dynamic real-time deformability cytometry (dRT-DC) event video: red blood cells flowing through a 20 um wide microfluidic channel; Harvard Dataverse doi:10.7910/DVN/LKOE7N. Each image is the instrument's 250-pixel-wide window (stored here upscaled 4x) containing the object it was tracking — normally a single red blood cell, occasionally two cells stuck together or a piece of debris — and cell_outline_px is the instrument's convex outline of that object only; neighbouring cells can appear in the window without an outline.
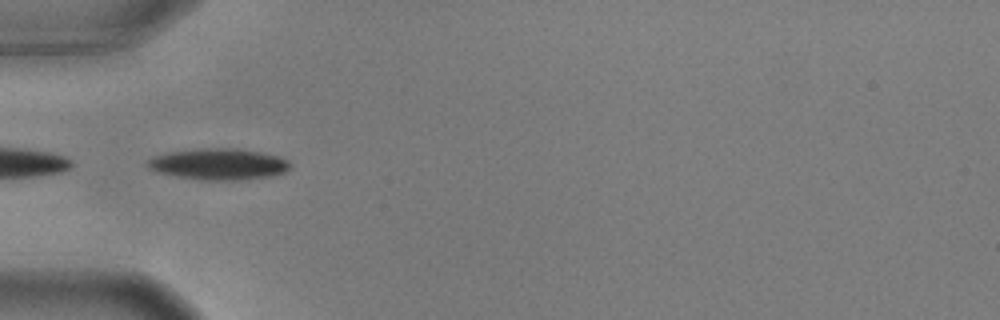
{"species": "common noctule bat (a hibernating species)", "species_latin": "Nyctalus noctula", "temperature_condition": "warm", "stored_images_in_passage": 19, "camera_frame_rate_fps": 3000, "um_per_image_px": 0.085, "animal": {"sex": "male", "body_mass_g": 17.9, "forearm_length_mm": 54.2}, "frame": {"image": 1, "passage_image": 4, "time_ms": 1.0, "image_size_px": [1000, 320], "cell_outline_px": [[292, 164], [284, 172], [272, 176], [240, 180], [200, 180], [176, 176], [160, 172], [148, 168], [148, 160], [156, 156], [168, 152], [196, 148], [240, 148], [280, 156], [288, 160]], "centroid_in_image_um": [18.63, 13.94], "position_along_channel_um": 66.4, "area_um2": 26.07}}
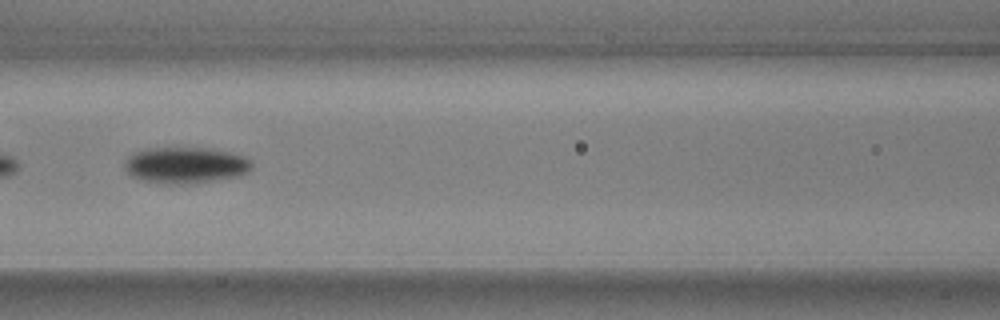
{"frame": {"image": 2, "passage_image": 11, "time_ms": 3.333, "image_size_px": [1000, 320], "cell_outline_px": [[252, 168], [248, 172], [240, 176], [188, 184], [168, 184], [144, 180], [132, 176], [124, 168], [124, 160], [132, 152], [148, 148], [212, 148], [232, 152], [244, 156], [252, 164]], "centroid_in_image_um": [15.77, 14.03], "position_along_channel_um": 150.8, "area_um2": 27.05}}
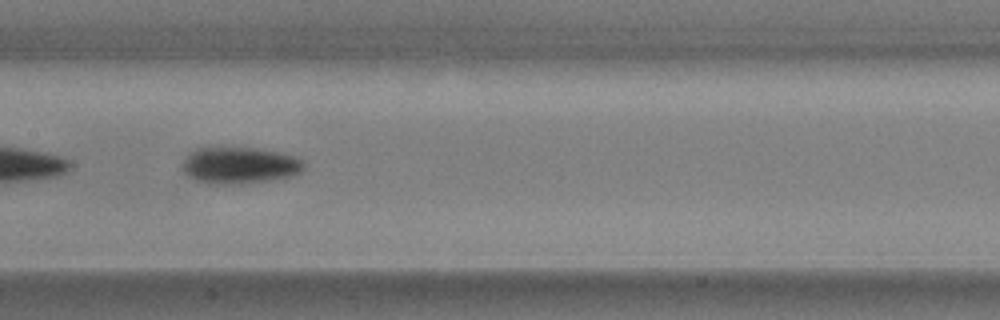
{"frame": {"image": 3, "passage_image": 14, "time_ms": 4.333, "image_size_px": [1000, 320], "cell_outline_px": [[304, 168], [300, 172], [292, 176], [268, 180], [240, 184], [208, 184], [196, 180], [188, 176], [180, 168], [180, 164], [188, 152], [196, 148], [208, 144], [256, 148], [280, 152], [296, 156], [304, 164]], "centroid_in_image_um": [20.25, 14.0], "position_along_channel_um": 187.1, "area_um2": 27.05}}